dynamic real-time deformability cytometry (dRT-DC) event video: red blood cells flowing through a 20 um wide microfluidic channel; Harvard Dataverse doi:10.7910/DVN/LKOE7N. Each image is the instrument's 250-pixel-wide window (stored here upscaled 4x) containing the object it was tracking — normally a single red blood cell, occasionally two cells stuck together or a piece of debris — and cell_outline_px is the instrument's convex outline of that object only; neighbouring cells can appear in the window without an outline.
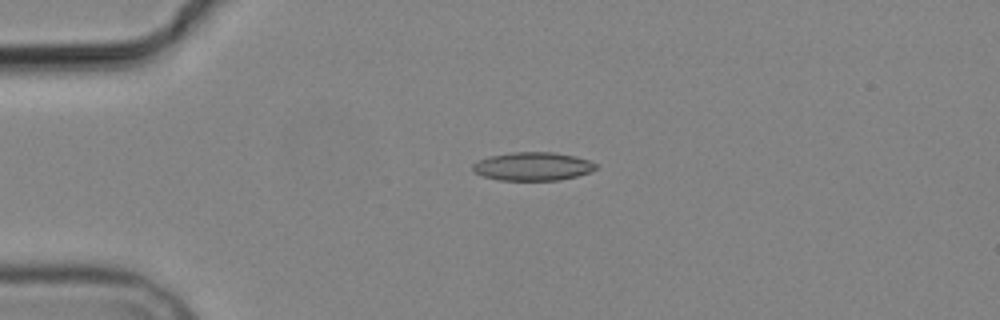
{"species": "common noctule bat (a hibernating species)", "species_latin": "Nyctalus noctula", "temperature_condition": "cold", "stored_images_in_passage": 4, "camera_frame_rate_fps": 3000, "um_per_image_px": 0.085, "animal": {"sex": "male", "body_mass_g": 19.2, "forearm_length_mm": 51.8}, "frame": {"image": 1, "passage_image": 3, "time_ms": 2.333, "image_size_px": [1000, 320], "cell_outline_px": [[596, 168], [588, 172], [576, 176], [560, 180], [500, 180], [484, 176], [472, 172], [472, 164], [476, 160], [488, 156], [512, 152], [552, 152], [576, 156], [588, 160], [596, 164]], "centroid_in_image_um": [45.22, 14.13], "position_along_channel_um": 39.8, "area_um2": 20.4}}